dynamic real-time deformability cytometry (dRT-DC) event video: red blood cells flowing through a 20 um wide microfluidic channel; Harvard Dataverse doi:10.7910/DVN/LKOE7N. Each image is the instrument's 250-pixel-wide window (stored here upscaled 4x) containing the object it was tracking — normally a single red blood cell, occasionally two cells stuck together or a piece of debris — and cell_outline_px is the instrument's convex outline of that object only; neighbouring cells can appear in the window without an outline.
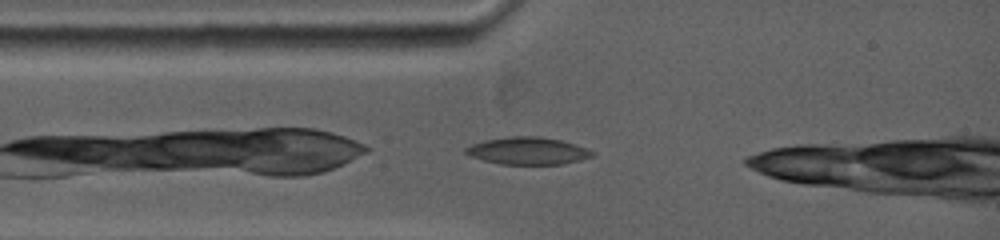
{"species": "common noctule bat (a hibernating species)", "species_latin": "Nyctalus noctula", "temperature_condition": "warm", "stored_images_in_passage": 3, "camera_frame_rate_fps": 5000, "um_per_image_px": 0.085, "animal": {"sex": "female", "body_mass_g": 19.0, "forearm_length_mm": 53.3}, "frame": {"image": 1, "passage_image": 1, "time_ms": 0.0, "image_size_px": [1000, 240], "cell_outline_px": [[596, 152], [592, 156], [580, 160], [564, 164], [500, 164], [484, 160], [472, 156], [464, 152], [464, 148], [472, 144], [484, 140], [512, 136], [540, 136], [560, 140]], "centroid_in_image_um": [44.84, 12.82], "position_along_channel_um": 40.2, "area_um2": 19.94}}